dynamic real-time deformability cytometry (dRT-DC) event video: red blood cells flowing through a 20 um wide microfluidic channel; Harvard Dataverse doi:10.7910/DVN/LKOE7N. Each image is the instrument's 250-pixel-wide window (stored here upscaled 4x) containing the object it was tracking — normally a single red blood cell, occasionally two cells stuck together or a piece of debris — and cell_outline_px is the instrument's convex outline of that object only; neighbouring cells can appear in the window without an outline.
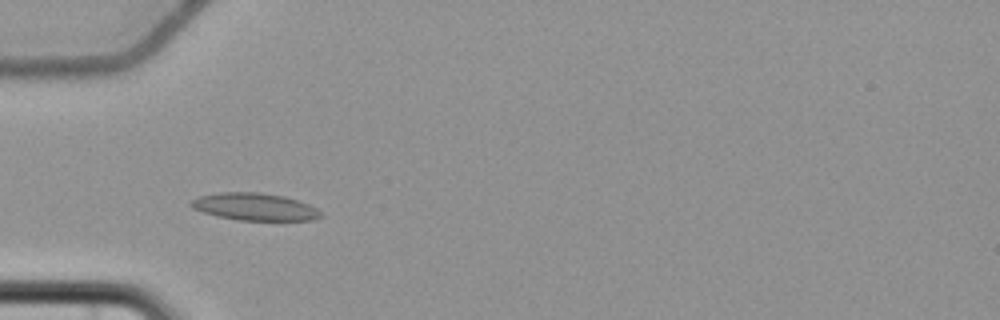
{"species": "common noctule bat (a hibernating species)", "species_latin": "Nyctalus noctula", "temperature_condition": "cold", "stored_images_in_passage": 5, "camera_frame_rate_fps": 3000, "um_per_image_px": 0.085, "animal": {"sex": "female", "body_mass_g": 22.7, "forearm_length_mm": 54.2}, "frame": {"image": 1, "passage_image": 4, "time_ms": 4.667, "image_size_px": [1000, 320], "cell_outline_px": [[324, 216], [312, 220], [240, 220], [216, 216], [192, 208], [188, 204], [192, 200], [200, 196], [220, 192], [260, 192], [284, 196], [308, 204], [316, 208]], "centroid_in_image_um": [21.64, 17.57], "position_along_channel_um": 63.4, "area_um2": 20.58}}
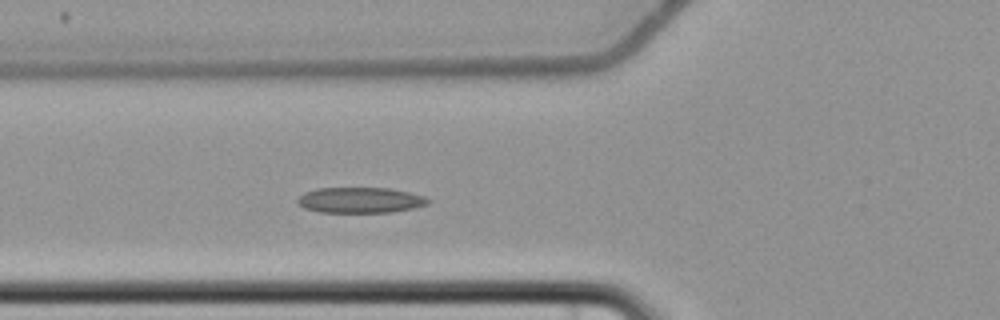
{"frame": {"image": 2, "passage_image": 5, "time_ms": 5.667, "image_size_px": [1000, 320], "cell_outline_px": [[432, 200], [428, 204], [412, 208], [392, 212], [320, 212], [304, 208], [296, 200], [304, 192], [316, 188], [388, 188], [408, 192], [424, 196]], "centroid_in_image_um": [30.62, 17.01], "position_along_channel_um": 95.2, "area_um2": 19.42}}